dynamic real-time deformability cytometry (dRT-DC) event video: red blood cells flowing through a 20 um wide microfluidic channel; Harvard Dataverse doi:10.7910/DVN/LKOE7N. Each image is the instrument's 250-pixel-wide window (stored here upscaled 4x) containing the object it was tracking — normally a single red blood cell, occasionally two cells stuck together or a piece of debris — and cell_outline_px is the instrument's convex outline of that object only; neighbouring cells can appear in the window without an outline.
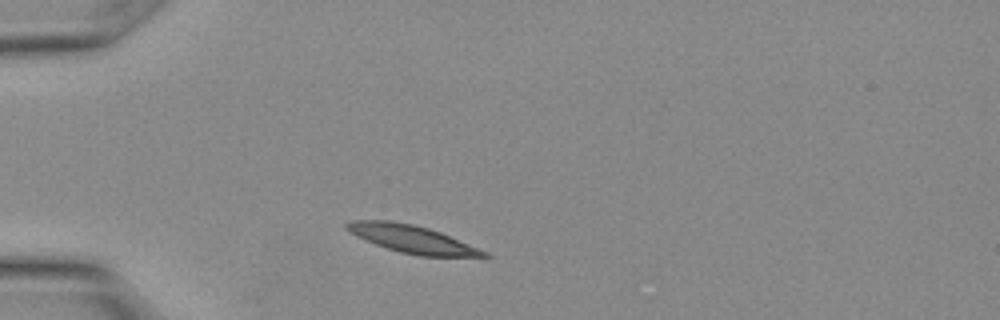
{"species": "Egyptian fruit bat (a non-hibernating species)", "species_latin": "Rousettus aegyptiacus", "temperature_condition": "warm", "stored_images_in_passage": 6, "camera_frame_rate_fps": 3000, "um_per_image_px": 0.085, "animal": {"sex": "female"}, "frame": {"image": 1, "passage_image": 1, "time_ms": 0.0, "image_size_px": [1000, 320], "cell_outline_px": [[492, 256], [420, 256], [400, 252], [376, 244], [356, 236], [344, 228], [344, 224], [352, 220], [388, 220], [412, 224], [428, 228], [440, 232], [488, 252]], "centroid_in_image_um": [34.98, 20.3], "position_along_channel_um": 50.0, "area_um2": 21.79}}
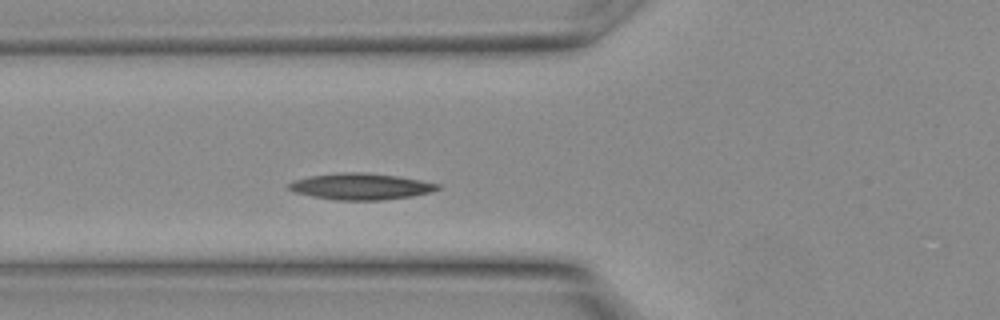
{"frame": {"image": 2, "passage_image": 4, "time_ms": 1.0, "image_size_px": [1000, 320], "cell_outline_px": [[440, 188], [428, 192], [412, 196], [384, 200], [336, 200], [312, 196], [296, 192], [288, 188], [288, 184], [292, 180], [308, 176], [336, 172], [364, 172], [396, 176], [420, 180], [440, 184]], "centroid_in_image_um": [30.62, 15.84], "position_along_channel_um": 95.2, "area_um2": 22.83}}
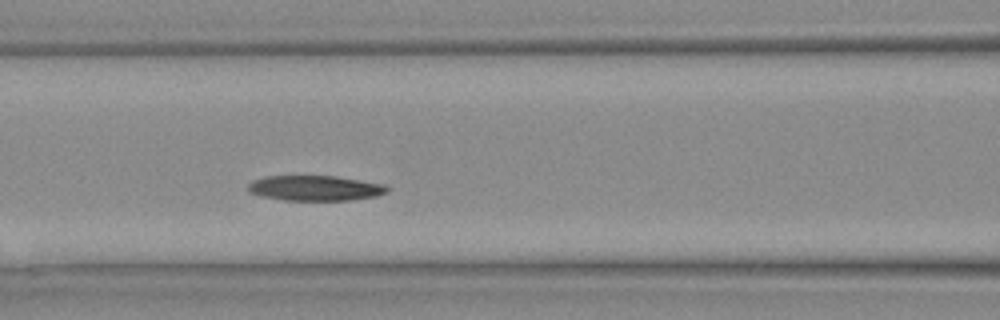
{"frame": {"image": 3, "passage_image": 6, "time_ms": 1.667, "image_size_px": [1000, 320], "cell_outline_px": [[388, 192], [376, 196], [352, 200], [284, 200], [264, 196], [252, 192], [248, 188], [248, 184], [252, 180], [264, 176], [336, 176], [384, 184], [388, 188]], "centroid_in_image_um": [26.81, 15.98], "position_along_channel_um": 139.8, "area_um2": 20.29}}